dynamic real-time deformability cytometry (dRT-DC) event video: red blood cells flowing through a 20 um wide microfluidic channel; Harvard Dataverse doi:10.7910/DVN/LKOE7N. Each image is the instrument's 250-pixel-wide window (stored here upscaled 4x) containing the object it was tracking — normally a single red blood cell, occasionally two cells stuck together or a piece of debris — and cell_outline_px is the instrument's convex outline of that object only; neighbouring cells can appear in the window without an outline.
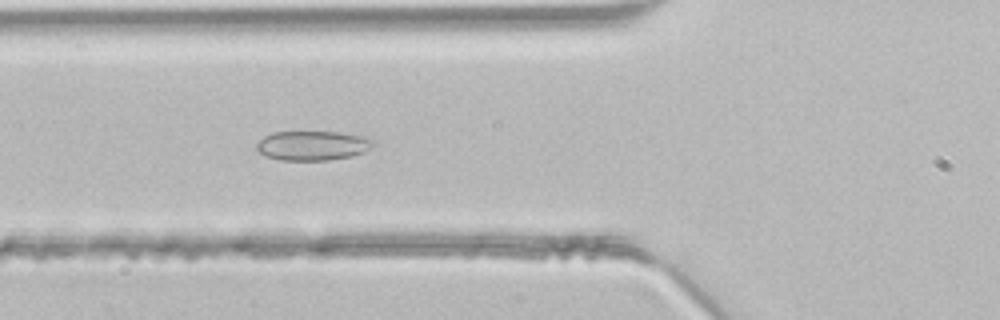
{"species": "common noctule bat (a hibernating species)", "species_latin": "Nyctalus noctula", "temperature_condition": "room temperature", "stored_images_in_passage": 40, "segment_of_instrument_passage": [1, 2], "camera_frame_rate_fps": 3000, "um_per_image_px": 0.085, "animal": {"sex": "male", "body_mass_g": 21.5, "forearm_length_mm": 52.0}, "frame": {"image": 1, "passage_image": 11, "time_ms": 3.333, "image_size_px": [1000, 320], "cell_outline_px": [[376, 144], [372, 148], [364, 152], [348, 156], [328, 160], [280, 160], [264, 156], [256, 148], [256, 144], [264, 136], [272, 132], [340, 132], [360, 136], [372, 140]], "centroid_in_image_um": [26.54, 12.37], "position_along_channel_um": 99.3, "area_um2": 19.94}}
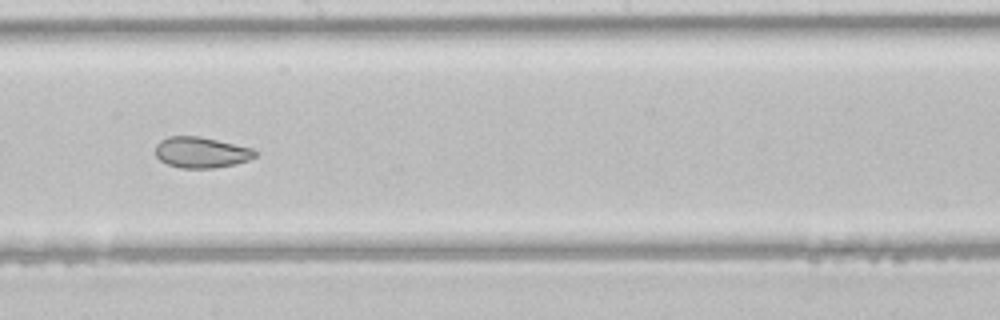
{"frame": {"image": 2, "passage_image": 20, "time_ms": 6.333, "image_size_px": [1000, 320], "cell_outline_px": [[256, 156], [248, 160], [236, 164], [212, 168], [180, 168], [168, 164], [160, 160], [156, 156], [156, 144], [160, 140], [168, 136], [200, 136], [252, 148], [256, 152]], "centroid_in_image_um": [17.08, 12.95], "position_along_channel_um": 231.1, "area_um2": 17.92}}
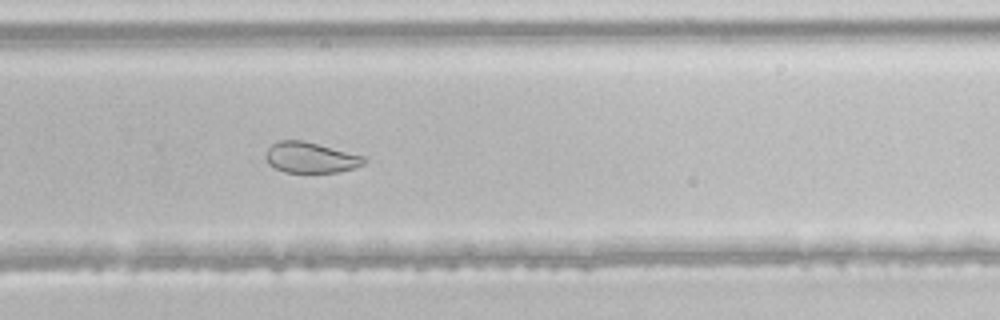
{"frame": {"image": 3, "passage_image": 25, "time_ms": 8.0, "image_size_px": [1000, 320], "cell_outline_px": [[364, 164], [352, 168], [336, 172], [284, 172], [268, 164], [264, 156], [268, 148], [272, 144], [280, 140], [304, 140], [364, 156]], "centroid_in_image_um": [26.35, 13.38], "position_along_channel_um": 303.5, "area_um2": 17.46}}